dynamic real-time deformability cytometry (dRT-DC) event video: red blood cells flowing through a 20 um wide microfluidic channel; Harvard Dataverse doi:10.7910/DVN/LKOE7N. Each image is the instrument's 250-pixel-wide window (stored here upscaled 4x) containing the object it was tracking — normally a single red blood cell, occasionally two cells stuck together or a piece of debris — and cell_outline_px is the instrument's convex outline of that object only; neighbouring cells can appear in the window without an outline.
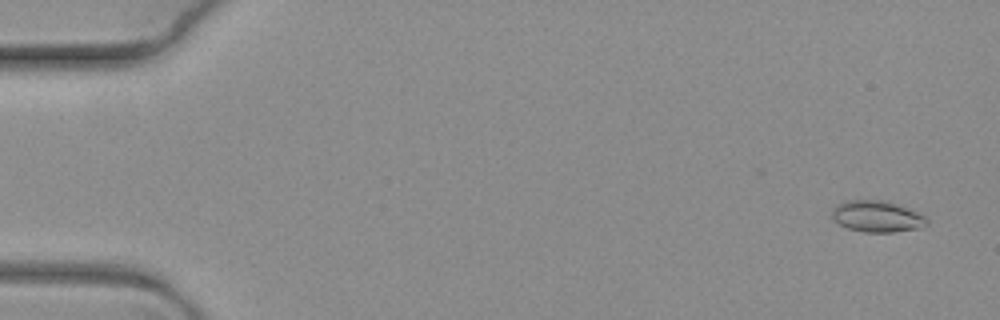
{"species": "common noctule bat (a hibernating species)", "species_latin": "Nyctalus noctula", "temperature_condition": "warm", "stored_images_in_passage": 16, "camera_frame_rate_fps": 3000, "um_per_image_px": 0.085, "animal": {"sex": "female", "body_mass_g": 19.3, "forearm_length_mm": 54.1}, "frame": {"image": 1, "passage_image": 2, "time_ms": 0.333, "image_size_px": [1000, 320], "cell_outline_px": [[928, 224], [920, 228], [892, 232], [864, 232], [848, 228], [840, 224], [832, 216], [832, 208], [844, 200], [884, 200], [908, 208], [924, 216], [928, 220]], "centroid_in_image_um": [74.54, 18.39], "position_along_channel_um": 10.5, "area_um2": 17.22}}
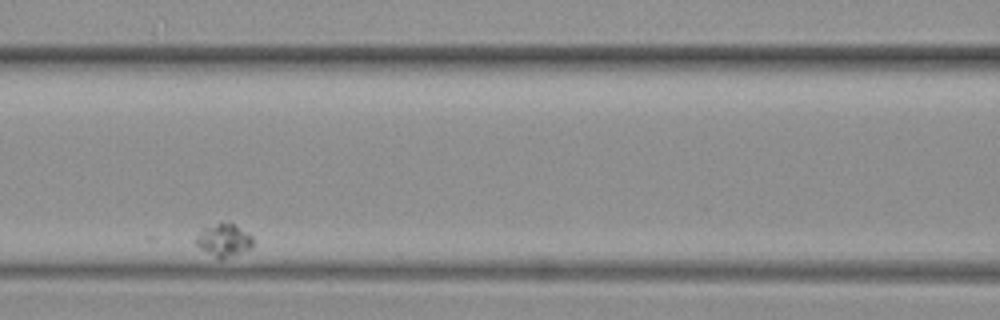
{"frame": {"image": 2, "passage_image": 10, "time_ms": 3.0, "image_size_px": [1000, 320], "cell_outline_px": [[252, 248], [220, 260], [200, 248], [196, 244], [196, 236], [200, 228], [216, 224], [236, 224], [252, 236]], "centroid_in_image_um": [19.01, 20.42], "position_along_channel_um": 147.6, "area_um2": 10.75}}
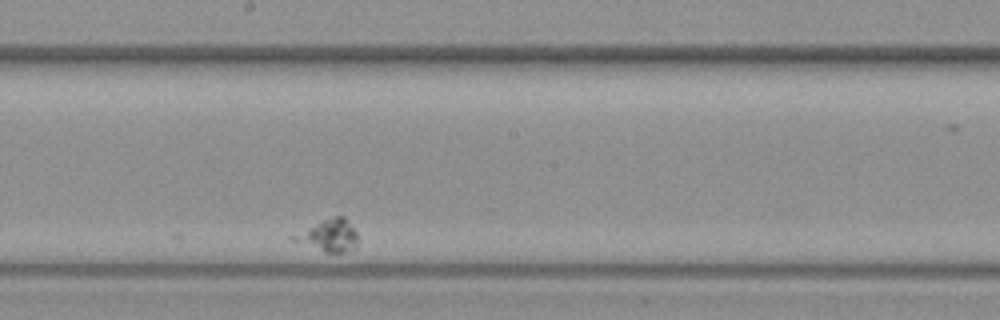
{"frame": {"image": 3, "passage_image": 13, "time_ms": 4.0, "image_size_px": [1000, 320], "cell_outline_px": [[356, 248], [344, 252], [324, 252], [292, 240], [288, 236], [332, 216], [344, 216], [356, 232]], "centroid_in_image_um": [27.91, 20.02], "position_along_channel_um": 220.3, "area_um2": 11.85}}